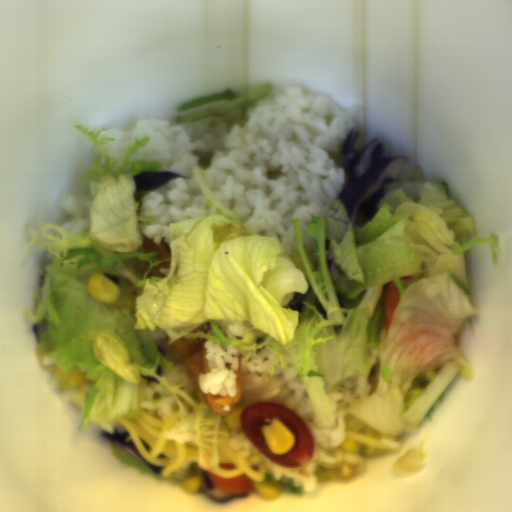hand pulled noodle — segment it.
Masks as SVG:
<instances>
[{"mask_svg":"<svg viewBox=\"0 0 512 512\" xmlns=\"http://www.w3.org/2000/svg\"><path fill=\"white\" fill-rule=\"evenodd\" d=\"M146 388V382L143 380L138 383V417L122 416L116 419L124 431L128 432L125 443L133 442L138 453L147 463L162 466L160 470L162 477L169 476L175 469L185 464H194L206 472L224 479L247 474L254 483L262 482L266 484V473H268L269 468L259 455L245 456L242 455L243 450L232 449L231 440L236 428H229V436L220 441L216 465L212 468L201 467L198 460L196 441L178 443L165 437V432L173 428L174 424L181 418L178 401L173 402L171 406L172 414L167 419H163L157 409L142 407L147 399ZM220 463H232L238 466V468L237 470L228 471L218 467Z\"/></svg>","mask_w":512,"mask_h":512,"instance_id":"1","label":"hand pulled noodle"}]
</instances>
